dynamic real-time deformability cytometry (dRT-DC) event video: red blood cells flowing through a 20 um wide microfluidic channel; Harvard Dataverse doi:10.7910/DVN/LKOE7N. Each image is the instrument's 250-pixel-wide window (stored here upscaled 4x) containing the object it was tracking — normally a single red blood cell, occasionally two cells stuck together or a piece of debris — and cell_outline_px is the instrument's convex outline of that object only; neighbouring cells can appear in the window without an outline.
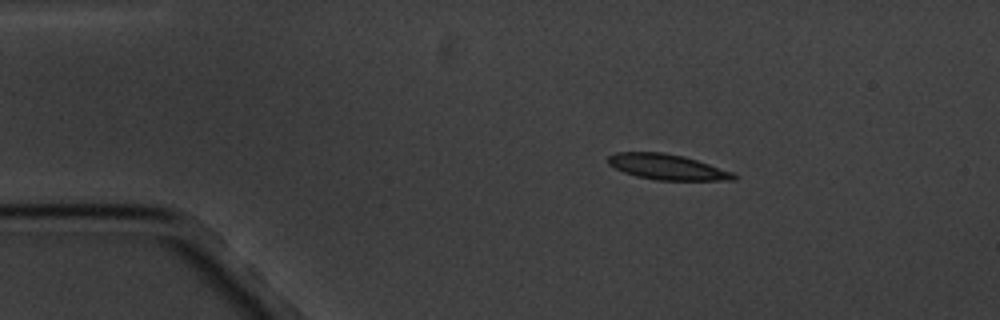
{"species": "common noctule bat (a hibernating species)", "species_latin": "Nyctalus noctula", "temperature_condition": "cold", "stored_images_in_passage": 4, "camera_frame_rate_fps": 3000, "um_per_image_px": 0.085, "animal": {"sex": "male", "body_mass_g": 20.1, "forearm_length_mm": 53.5}, "frame": {"image": 1, "passage_image": 2, "time_ms": 1.333, "image_size_px": [1000, 320], "cell_outline_px": [[740, 176], [736, 180], [656, 180], [636, 176], [624, 172], [608, 164], [608, 156], [616, 152], [664, 152], [684, 156], [732, 172]], "centroid_in_image_um": [56.71, 14.19], "position_along_channel_um": 28.3, "area_um2": 18.61}}
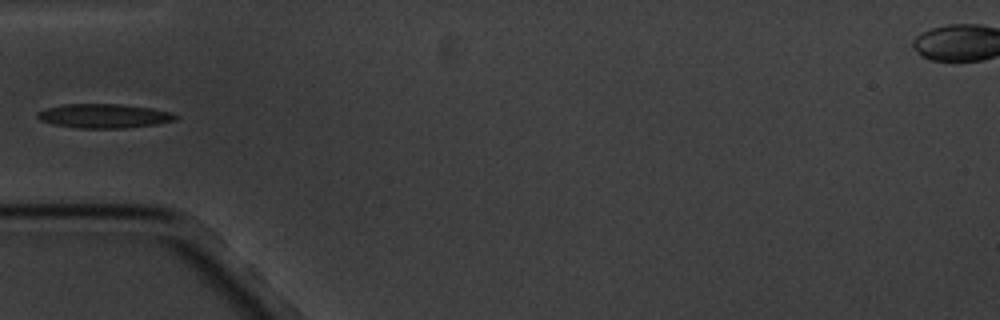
{"frame": {"image": 2, "passage_image": 4, "time_ms": 4.333, "image_size_px": [1000, 320], "cell_outline_px": [[180, 116], [176, 120], [156, 124], [124, 128], [76, 128], [52, 124], [40, 120], [36, 116], [36, 112], [48, 108], [64, 104], [120, 104], [152, 108], [172, 112]], "centroid_in_image_um": [8.86, 9.85], "position_along_channel_um": 76.1, "area_um2": 19.54}}